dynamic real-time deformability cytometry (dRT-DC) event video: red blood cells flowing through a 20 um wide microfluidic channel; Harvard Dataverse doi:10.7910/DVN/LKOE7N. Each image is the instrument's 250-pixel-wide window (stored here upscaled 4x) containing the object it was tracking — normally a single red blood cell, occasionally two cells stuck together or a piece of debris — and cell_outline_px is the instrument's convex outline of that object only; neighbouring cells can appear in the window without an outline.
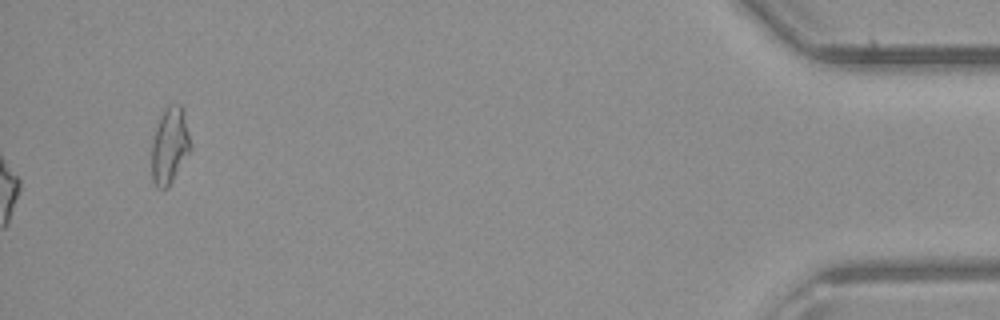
{"species": "common noctule bat (a hibernating species)", "species_latin": "Nyctalus noctula", "temperature_condition": "room temperature", "stored_images_in_passage": 31, "camera_frame_rate_fps": 3000, "um_per_image_px": 0.085, "animal": {"sex": "male", "body_mass_g": 23.1, "forearm_length_mm": 52.7}, "frame": {"image": 1, "passage_image": 31, "time_ms": 10.0, "image_size_px": [1000, 320], "cell_outline_px": [[192, 148], [168, 188], [156, 188], [152, 180], [152, 140], [160, 116], [168, 104], [180, 104], [184, 108], [192, 144]], "centroid_in_image_um": [14.45, 12.35], "position_along_channel_um": 420.8, "area_um2": 17.63}}